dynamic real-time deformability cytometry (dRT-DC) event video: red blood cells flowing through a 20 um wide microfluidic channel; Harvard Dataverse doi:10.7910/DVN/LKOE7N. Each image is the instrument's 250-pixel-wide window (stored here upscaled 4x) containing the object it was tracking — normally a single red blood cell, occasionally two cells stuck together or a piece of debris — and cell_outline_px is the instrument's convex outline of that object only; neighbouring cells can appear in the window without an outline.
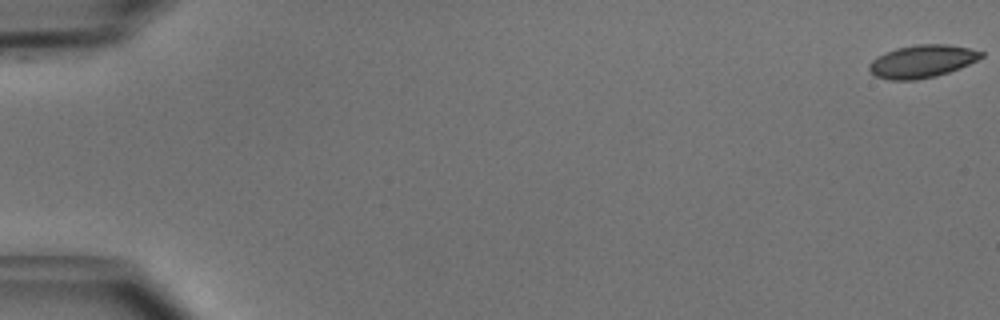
{"species": "common noctule bat (a hibernating species)", "species_latin": "Nyctalus noctula", "temperature_condition": "cold", "stored_images_in_passage": 11, "camera_frame_rate_fps": 3000, "um_per_image_px": 0.085, "animal": {"sex": "male", "body_mass_g": 15.6}, "frame": {"image": 1, "passage_image": 1, "time_ms": 0.0, "image_size_px": [1000, 320], "cell_outline_px": [[984, 56], [960, 68], [936, 76], [916, 80], [888, 80], [876, 76], [868, 68], [868, 64], [876, 56], [884, 52], [896, 48], [916, 44], [948, 44], [968, 48], [984, 52]], "centroid_in_image_um": [78.35, 5.21], "position_along_channel_um": 6.7, "area_um2": 21.44}}